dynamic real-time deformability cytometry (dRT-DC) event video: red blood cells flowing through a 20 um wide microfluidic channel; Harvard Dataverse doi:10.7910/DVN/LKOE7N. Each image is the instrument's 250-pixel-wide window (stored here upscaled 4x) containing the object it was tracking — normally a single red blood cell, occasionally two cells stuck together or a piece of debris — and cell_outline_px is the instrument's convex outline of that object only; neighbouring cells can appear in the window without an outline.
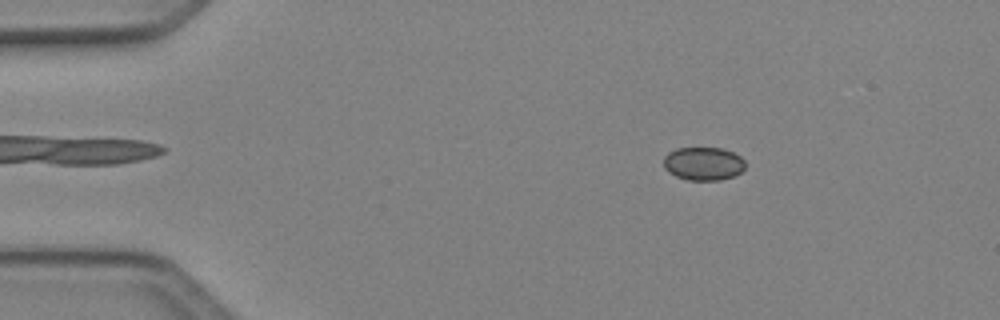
{"species": "Egyptian fruit bat (a non-hibernating species)", "species_latin": "Rousettus aegyptiacus", "temperature_condition": "cold", "stored_images_in_passage": 49, "camera_frame_rate_fps": 3000, "um_per_image_px": 0.085, "animal": {"sex": "female"}, "frame": {"image": 1, "passage_image": 7, "time_ms": 2.0, "image_size_px": [1000, 320], "cell_outline_px": [[744, 168], [740, 172], [732, 176], [720, 180], [688, 180], [676, 176], [668, 172], [664, 168], [664, 156], [668, 152], [676, 148], [724, 148], [740, 156], [744, 160]], "centroid_in_image_um": [59.76, 13.9], "position_along_channel_um": 25.2, "area_um2": 15.84}}
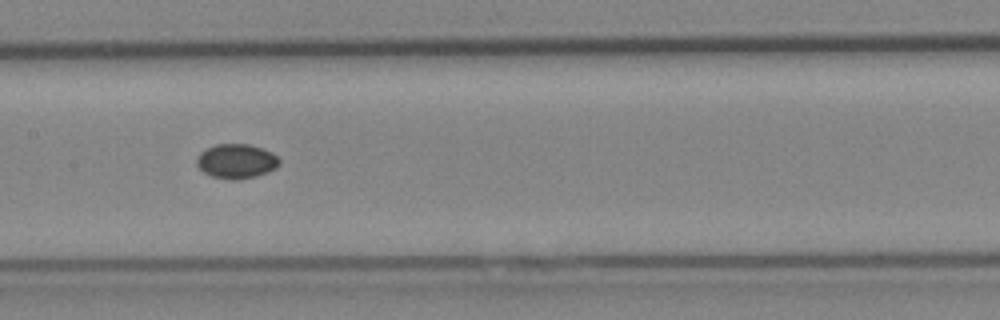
{"frame": {"image": 2, "passage_image": 24, "time_ms": 7.667, "image_size_px": [1000, 320], "cell_outline_px": [[280, 164], [276, 168], [268, 172], [256, 176], [236, 180], [232, 180], [212, 176], [204, 172], [196, 164], [196, 160], [200, 152], [216, 144], [248, 144], [272, 152], [280, 160]], "centroid_in_image_um": [20.1, 13.71], "position_along_channel_um": 187.3, "area_um2": 16.53}}
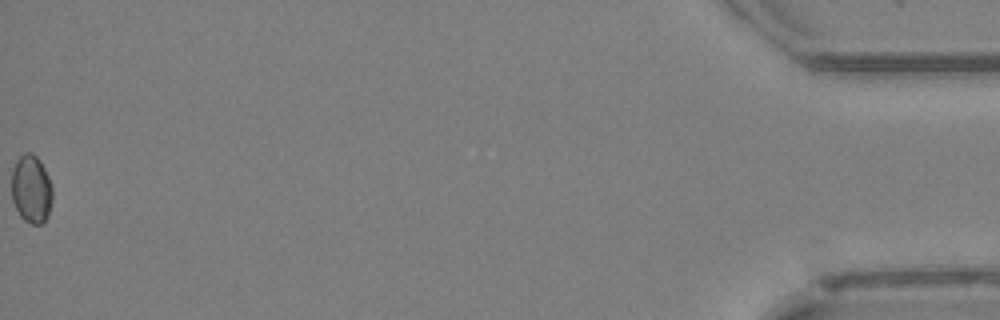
{"frame": {"image": 3, "passage_image": 49, "time_ms": 16.0, "image_size_px": [1000, 320], "cell_outline_px": [[52, 200], [48, 216], [40, 224], [32, 224], [24, 220], [20, 216], [12, 200], [12, 172], [16, 160], [24, 152], [32, 152], [40, 160], [48, 176], [52, 188]], "centroid_in_image_um": [2.66, 16.06], "position_along_channel_um": 432.5, "area_um2": 16.24}}